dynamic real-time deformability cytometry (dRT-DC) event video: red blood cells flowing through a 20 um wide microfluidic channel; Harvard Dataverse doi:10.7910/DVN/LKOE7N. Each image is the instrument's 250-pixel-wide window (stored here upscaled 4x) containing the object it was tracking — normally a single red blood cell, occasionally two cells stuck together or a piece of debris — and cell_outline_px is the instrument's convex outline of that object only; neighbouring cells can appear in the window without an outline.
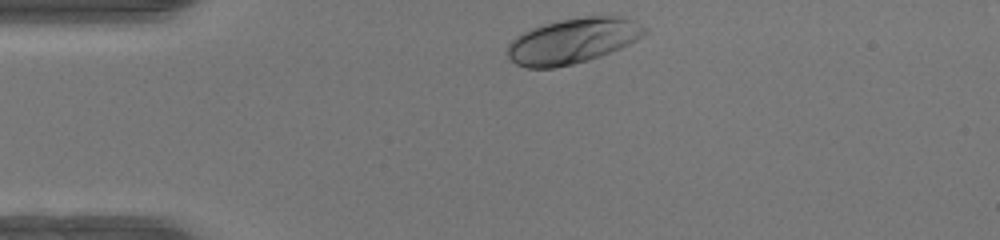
{"species": "human", "species_latin": "Homo sapiens", "temperature_condition": "warm", "stored_images_in_passage": 30, "camera_frame_rate_fps": 3000, "um_per_image_px": 0.085, "donor": {"sex": "female"}, "frame": {"image": 1, "passage_image": 1, "time_ms": 0.0, "image_size_px": [1000, 240], "cell_outline_px": [[648, 32], [636, 40], [620, 48], [600, 56], [588, 60], [556, 68], [524, 68], [516, 64], [508, 56], [508, 44], [516, 36], [532, 28], [544, 24], [560, 20], [584, 16], [624, 16], [648, 28]], "centroid_in_image_um": [48.7, 3.47], "position_along_channel_um": 36.3, "area_um2": 36.18}}
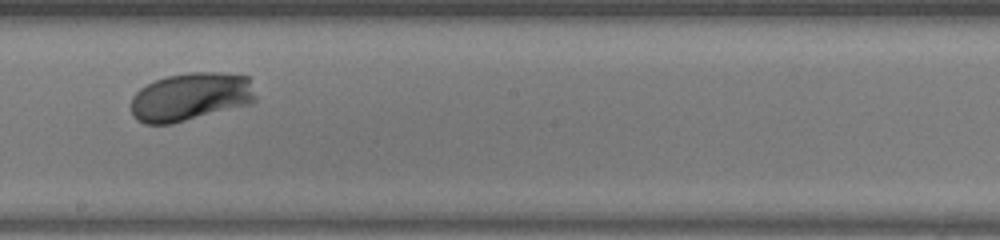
{"frame": {"image": 2, "passage_image": 18, "time_ms": 5.667, "image_size_px": [1000, 240], "cell_outline_px": [[256, 100], [252, 104], [172, 124], [144, 124], [136, 120], [132, 116], [132, 96], [140, 88], [156, 80], [168, 76], [188, 72], [224, 72], [248, 76], [256, 96]], "centroid_in_image_um": [16.22, 8.23], "position_along_channel_um": 232.0, "area_um2": 35.37}}
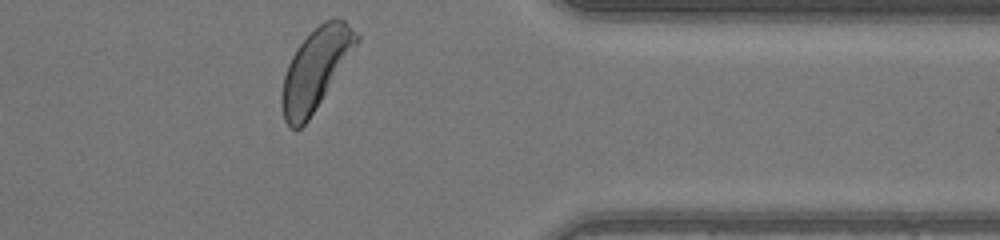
{"frame": {"image": 3, "passage_image": 30, "time_ms": 9.667, "image_size_px": [1000, 240], "cell_outline_px": [[360, 40], [308, 120], [300, 128], [288, 128], [284, 120], [280, 104], [280, 96], [284, 76], [288, 64], [296, 48], [324, 20], [336, 16], [344, 20], [360, 36]], "centroid_in_image_um": [26.8, 5.88], "position_along_channel_um": 384.6, "area_um2": 34.68}, "authors_computed_cell_mechanics": {"area_um2": 34.0442, "velocity_mm_per_s": 4.1691, "shape_relaxation_time_tau1_ms": 1.3456, "shape_relaxation_time_tau2_ms": null, "deformation_change_tau1": 0.1326, "deformation_change_tau2": null}}